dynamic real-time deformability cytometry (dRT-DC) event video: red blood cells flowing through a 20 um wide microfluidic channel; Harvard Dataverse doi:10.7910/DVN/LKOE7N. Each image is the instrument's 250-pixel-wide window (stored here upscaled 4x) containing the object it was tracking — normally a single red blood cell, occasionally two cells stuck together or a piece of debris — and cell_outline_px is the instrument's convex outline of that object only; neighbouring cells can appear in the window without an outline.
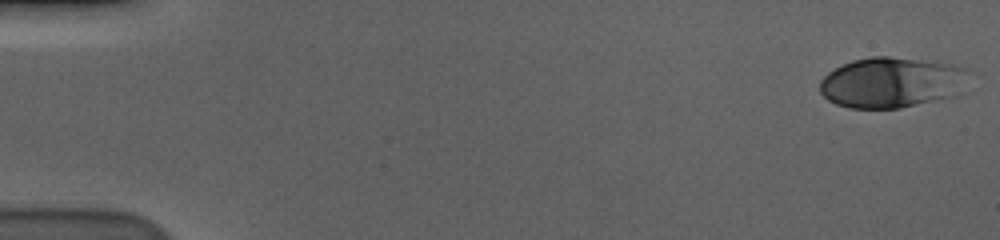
{"species": "human", "species_latin": "Homo sapiens", "temperature_condition": "cold", "stored_images_in_passage": 57, "camera_frame_rate_fps": 3000, "um_per_image_px": 0.085, "donor": {"sex": "male"}, "frame": {"image": 1, "passage_image": 1, "time_ms": 0.0, "image_size_px": [1000, 240], "cell_outline_px": [[968, 68], [956, 96], [900, 108], [848, 108], [836, 104], [828, 100], [820, 92], [820, 80], [828, 72], [852, 60], [872, 56], [888, 56], [952, 64]], "centroid_in_image_um": [75.72, 7.01], "position_along_channel_um": 9.3, "area_um2": 43.52}}
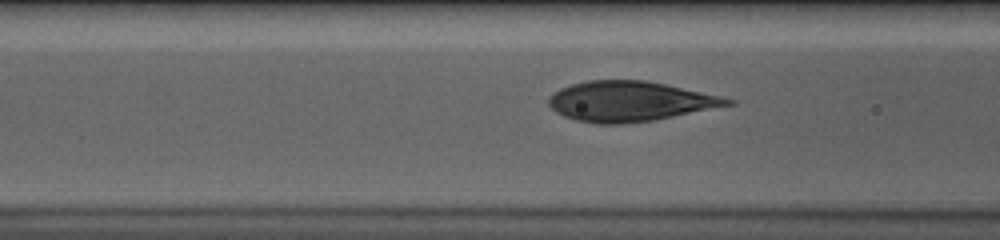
{"frame": {"image": 2, "passage_image": 23, "time_ms": 7.333, "image_size_px": [1000, 240], "cell_outline_px": [[736, 104], [656, 120], [620, 124], [596, 124], [576, 120], [564, 116], [556, 112], [548, 104], [548, 96], [560, 88], [572, 84], [588, 80], [644, 80], [664, 84], [720, 96], [736, 100]], "centroid_in_image_um": [53.53, 8.62], "position_along_channel_um": 113.1, "area_um2": 41.79}}
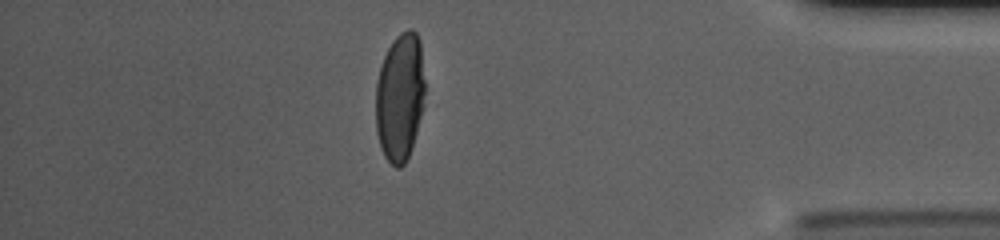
{"frame": {"image": 3, "passage_image": 50, "time_ms": 16.333, "image_size_px": [1000, 240], "cell_outline_px": [[424, 104], [416, 132], [408, 156], [404, 164], [400, 168], [396, 168], [384, 156], [380, 148], [376, 132], [376, 84], [380, 68], [384, 56], [392, 40], [400, 32], [408, 28], [412, 28], [416, 32], [420, 40], [424, 80]], "centroid_in_image_um": [33.99, 8.23], "position_along_channel_um": 401.2, "area_um2": 36.88}, "authors_computed_cell_mechanics": {"area_um2": 42.0784, "velocity_mm_per_s": 3.5832, "shape_relaxation_time_tau1_ms": 5.2401, "shape_relaxation_time_tau2_ms": null, "deformation_change_tau1": 0.2219, "deformation_change_tau2": null}}